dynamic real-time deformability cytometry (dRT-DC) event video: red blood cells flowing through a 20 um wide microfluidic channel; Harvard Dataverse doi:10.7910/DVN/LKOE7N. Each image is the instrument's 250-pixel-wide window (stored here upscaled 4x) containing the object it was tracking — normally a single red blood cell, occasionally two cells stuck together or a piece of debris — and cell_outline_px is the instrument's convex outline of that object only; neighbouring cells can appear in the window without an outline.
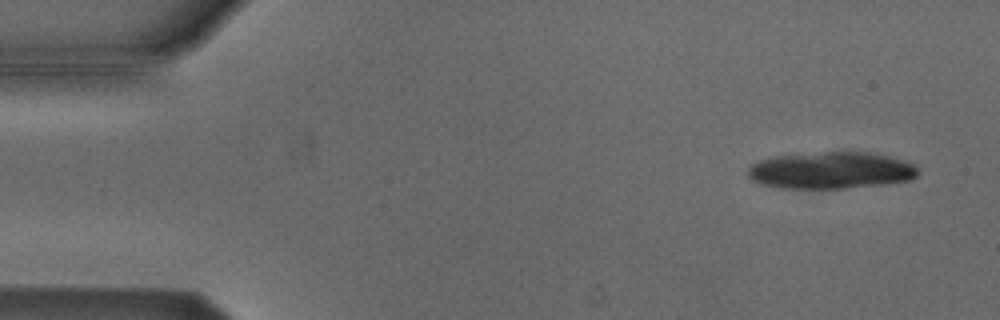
{"species": "Egyptian fruit bat (a non-hibernating species)", "species_latin": "Rousettus aegyptiacus", "temperature_condition": "cold", "stored_images_in_passage": 4, "camera_frame_rate_fps": 3000, "um_per_image_px": 0.085, "animal": {"sex": "male"}, "frame": {"image": 1, "passage_image": 1, "time_ms": 0.0, "image_size_px": [1000, 320], "cell_outline_px": [[920, 172], [912, 180], [884, 184], [844, 188], [776, 188], [756, 184], [748, 176], [748, 168], [752, 164], [760, 160], [772, 156], [824, 152], [868, 152], [888, 156], [912, 164]], "centroid_in_image_um": [70.58, 14.49], "position_along_channel_um": 14.4, "area_um2": 36.65}}